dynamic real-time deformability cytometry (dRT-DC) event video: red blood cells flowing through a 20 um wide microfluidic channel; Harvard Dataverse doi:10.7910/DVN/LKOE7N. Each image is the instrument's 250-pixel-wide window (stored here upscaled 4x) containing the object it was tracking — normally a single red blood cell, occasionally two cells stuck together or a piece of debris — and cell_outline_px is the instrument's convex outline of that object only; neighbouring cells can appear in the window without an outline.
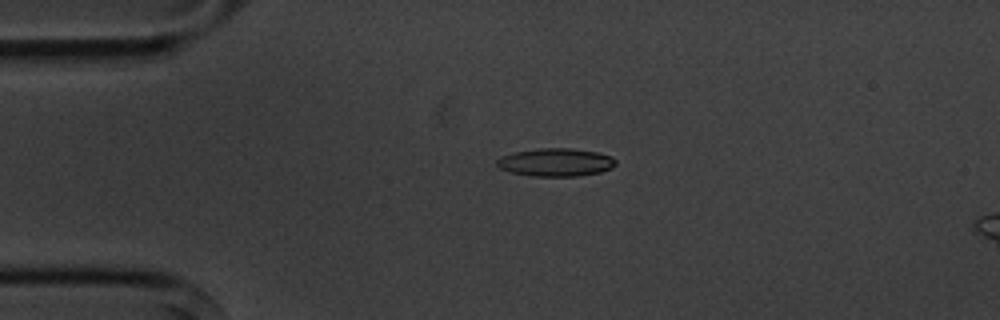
{"species": "common noctule bat (a hibernating species)", "species_latin": "Nyctalus noctula", "temperature_condition": "cold", "stored_images_in_passage": 6, "camera_frame_rate_fps": 3000, "um_per_image_px": 0.085, "animal": {"sex": "male", "body_mass_g": 20.1, "forearm_length_mm": 53.5}, "frame": {"image": 1, "passage_image": 4, "time_ms": 3.667, "image_size_px": [1000, 320], "cell_outline_px": [[616, 164], [612, 168], [600, 172], [576, 176], [532, 176], [512, 172], [500, 168], [496, 164], [496, 160], [500, 156], [516, 152], [540, 148], [572, 148], [596, 152], [612, 156], [616, 160]], "centroid_in_image_um": [47.25, 13.79], "position_along_channel_um": 37.7, "area_um2": 19.36}}